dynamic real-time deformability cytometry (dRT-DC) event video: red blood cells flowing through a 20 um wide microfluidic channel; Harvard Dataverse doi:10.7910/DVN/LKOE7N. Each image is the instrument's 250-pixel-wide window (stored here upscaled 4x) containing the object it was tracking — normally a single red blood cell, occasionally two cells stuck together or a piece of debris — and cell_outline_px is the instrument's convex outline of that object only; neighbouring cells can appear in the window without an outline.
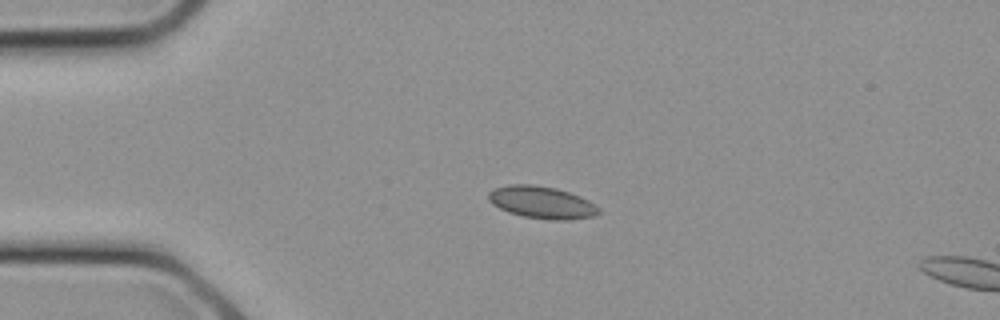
{"species": "common noctule bat (a hibernating species)", "species_latin": "Nyctalus noctula", "temperature_condition": "cold", "stored_images_in_passage": 8, "camera_frame_rate_fps": 3000, "um_per_image_px": 0.085, "animal": {"sex": "female", "body_mass_g": 21.9}, "frame": {"image": 1, "passage_image": 6, "time_ms": 1.667, "image_size_px": [1000, 320], "cell_outline_px": [[600, 212], [596, 216], [568, 220], [548, 220], [524, 216], [508, 212], [492, 204], [488, 200], [488, 192], [496, 188], [508, 184], [532, 184], [556, 188], [580, 196], [588, 200], [600, 208]], "centroid_in_image_um": [46.06, 17.21], "position_along_channel_um": 38.9, "area_um2": 20.81}}